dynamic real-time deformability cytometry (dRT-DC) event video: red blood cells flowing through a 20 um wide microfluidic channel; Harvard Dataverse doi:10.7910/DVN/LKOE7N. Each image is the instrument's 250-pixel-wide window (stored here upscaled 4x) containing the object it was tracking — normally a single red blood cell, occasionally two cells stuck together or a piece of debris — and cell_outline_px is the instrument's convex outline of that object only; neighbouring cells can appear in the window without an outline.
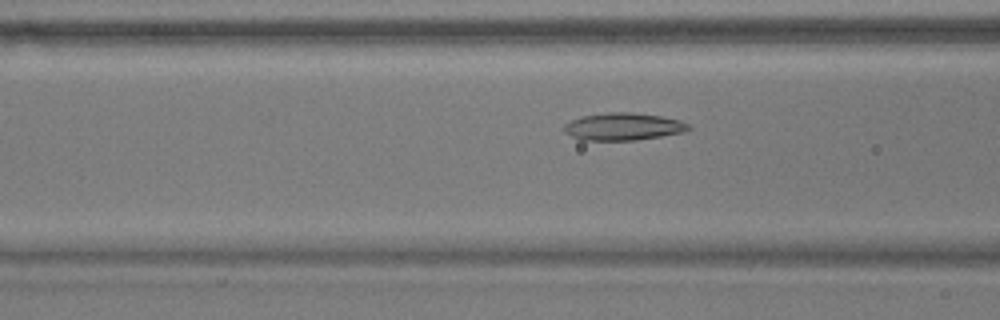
{"species": "common noctule bat (a hibernating species)", "species_latin": "Nyctalus noctula", "temperature_condition": "warm", "stored_images_in_passage": 52, "camera_frame_rate_fps": 3000, "um_per_image_px": 0.085, "animal": {"sex": "male", "body_mass_g": 17.9}, "frame": {"image": 1, "passage_image": 17, "time_ms": 5.333, "image_size_px": [1000, 320], "cell_outline_px": [[692, 128], [684, 132], [636, 140], [580, 140], [564, 132], [564, 124], [580, 116], [608, 112], [632, 112], [660, 116], [680, 120], [688, 124]], "centroid_in_image_um": [52.96, 10.75], "position_along_channel_um": 113.6, "area_um2": 19.88}}
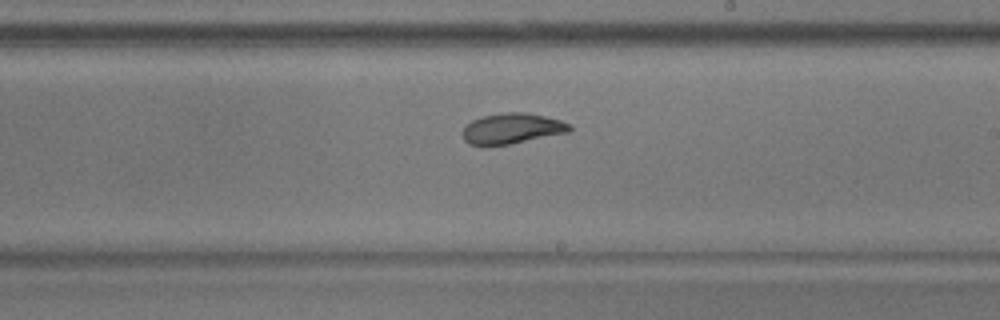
{"frame": {"image": 2, "passage_image": 28, "time_ms": 9.0, "image_size_px": [1000, 320], "cell_outline_px": [[572, 128], [568, 132], [508, 144], [468, 144], [464, 140], [460, 132], [472, 120], [480, 116], [508, 112], [524, 112], [544, 116], [560, 120], [568, 124]], "centroid_in_image_um": [43.47, 10.91], "position_along_channel_um": 245.5, "area_um2": 18.67}}
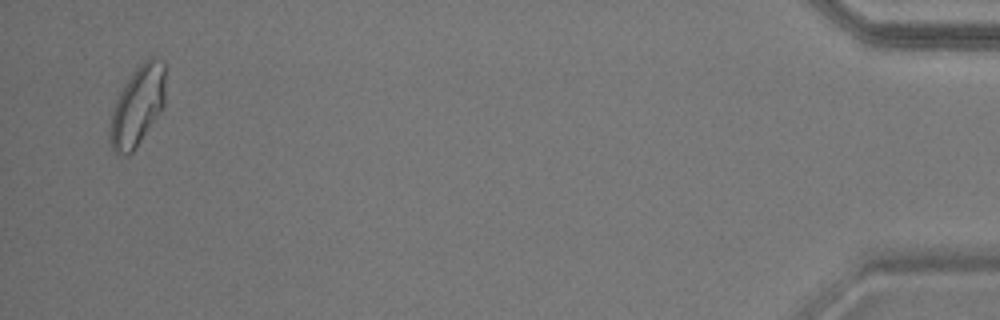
{"frame": {"image": 3, "passage_image": 50, "time_ms": 16.333, "image_size_px": [1000, 320], "cell_outline_px": [[164, 104], [160, 112], [132, 152], [128, 156], [124, 156], [116, 152], [112, 148], [108, 136], [108, 128], [112, 112], [116, 100], [124, 84], [132, 72], [148, 56], [152, 56], [164, 60]], "centroid_in_image_um": [11.67, 8.99], "position_along_channel_um": 423.5, "area_um2": 25.72}, "authors_computed_cell_mechanics": {"area_um2": 20.5768, "velocity_mm_per_s": 3.6057, "shape_relaxation_time_tau1_ms": 4.9791, "shape_relaxation_time_tau2_ms": 2.2693, "deformation_change_tau1": 0.1212, "deformation_change_tau2": 0.0726}}